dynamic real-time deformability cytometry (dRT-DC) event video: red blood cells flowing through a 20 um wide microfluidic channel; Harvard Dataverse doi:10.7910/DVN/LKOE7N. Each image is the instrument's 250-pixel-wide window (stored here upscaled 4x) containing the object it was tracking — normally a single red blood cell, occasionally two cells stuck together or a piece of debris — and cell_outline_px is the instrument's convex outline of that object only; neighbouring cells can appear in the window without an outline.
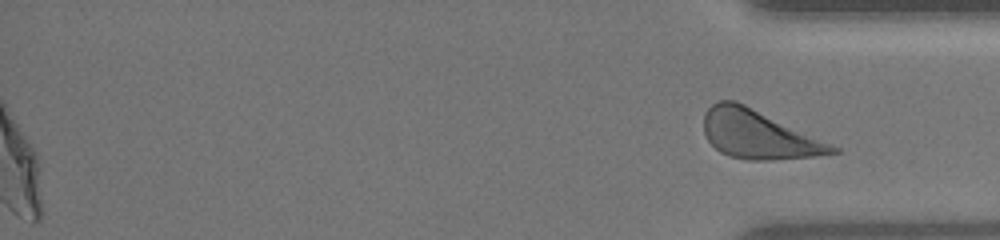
{"species": "human", "species_latin": "Homo sapiens", "temperature_condition": "warm", "stored_images_in_passage": 36, "segment_of_instrument_passage": [2, 2], "camera_frame_rate_fps": 3000, "um_per_image_px": 0.085, "donor": {"sex": "female"}, "frame": {"image": 1, "passage_image": 36, "time_ms": 17.333, "image_size_px": [1000, 240], "cell_outline_px": [[840, 152], [812, 156], [768, 160], [748, 160], [728, 156], [720, 152], [708, 140], [704, 132], [704, 112], [716, 100], [736, 100], [840, 148]], "centroid_in_image_um": [64.42, 11.42], "position_along_channel_um": 370.8, "area_um2": 36.01}}